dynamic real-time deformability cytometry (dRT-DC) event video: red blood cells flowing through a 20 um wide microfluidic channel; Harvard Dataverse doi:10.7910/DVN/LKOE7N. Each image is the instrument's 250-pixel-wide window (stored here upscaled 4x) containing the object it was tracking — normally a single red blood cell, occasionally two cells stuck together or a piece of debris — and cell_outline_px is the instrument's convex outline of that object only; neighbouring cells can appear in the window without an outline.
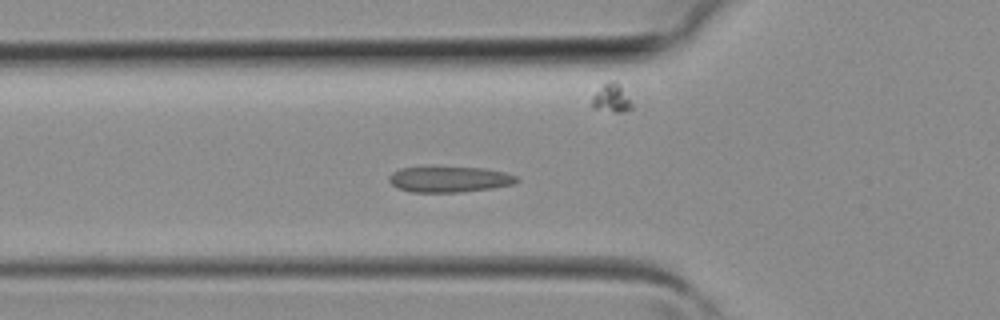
{"species": "common noctule bat (a hibernating species)", "species_latin": "Nyctalus noctula", "temperature_condition": "room temperature", "stored_images_in_passage": 40, "camera_frame_rate_fps": 3000, "um_per_image_px": 0.085, "animal": {"sex": "female", "body_mass_g": 19.3, "forearm_length_mm": 54.1}, "frame": {"image": 1, "passage_image": 13, "time_ms": 4.0, "image_size_px": [1000, 320], "cell_outline_px": [[520, 180], [512, 184], [492, 188], [460, 192], [412, 192], [396, 188], [388, 180], [388, 176], [392, 172], [400, 168], [428, 164], [436, 164], [484, 168], [504, 172], [516, 176]], "centroid_in_image_um": [38.11, 15.18], "position_along_channel_um": 87.7, "area_um2": 20.23}}
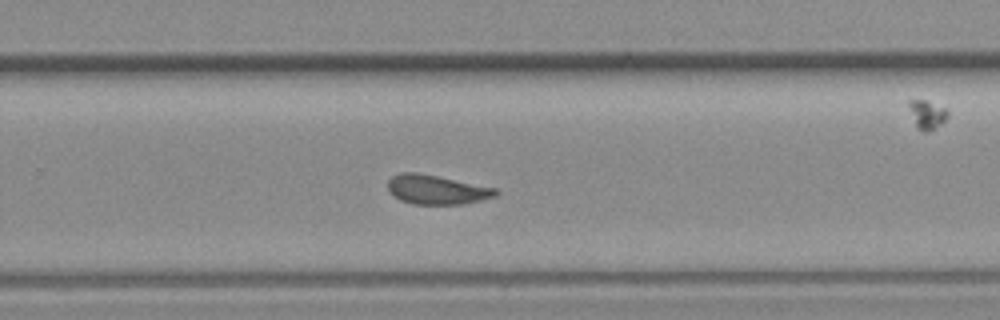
{"frame": {"image": 2, "passage_image": 25, "time_ms": 8.0, "image_size_px": [1000, 320], "cell_outline_px": [[500, 192], [496, 196], [464, 204], [412, 204], [400, 200], [388, 192], [388, 180], [392, 176], [400, 172], [416, 172], [496, 188]], "centroid_in_image_um": [37.08, 16.12], "position_along_channel_um": 292.7, "area_um2": 18.38}}
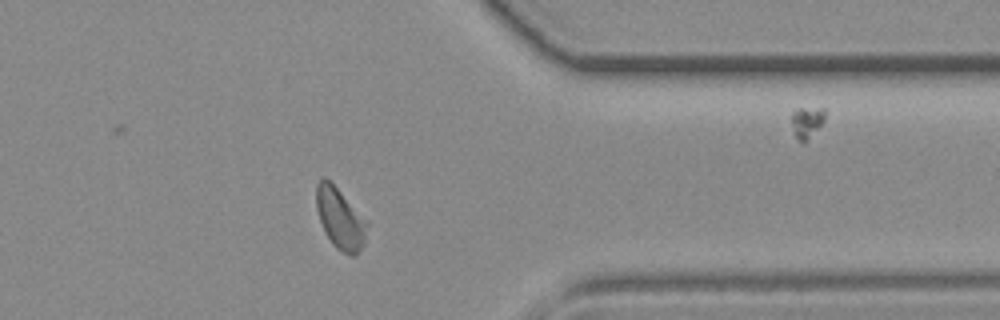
{"frame": {"image": 3, "passage_image": 31, "time_ms": 10.0, "image_size_px": [1000, 320], "cell_outline_px": [[368, 224], [364, 244], [352, 256], [336, 248], [332, 244], [324, 232], [316, 208], [316, 184], [320, 176], [324, 176], [368, 220]], "centroid_in_image_um": [28.9, 18.56], "position_along_channel_um": 382.5, "area_um2": 17.92}}